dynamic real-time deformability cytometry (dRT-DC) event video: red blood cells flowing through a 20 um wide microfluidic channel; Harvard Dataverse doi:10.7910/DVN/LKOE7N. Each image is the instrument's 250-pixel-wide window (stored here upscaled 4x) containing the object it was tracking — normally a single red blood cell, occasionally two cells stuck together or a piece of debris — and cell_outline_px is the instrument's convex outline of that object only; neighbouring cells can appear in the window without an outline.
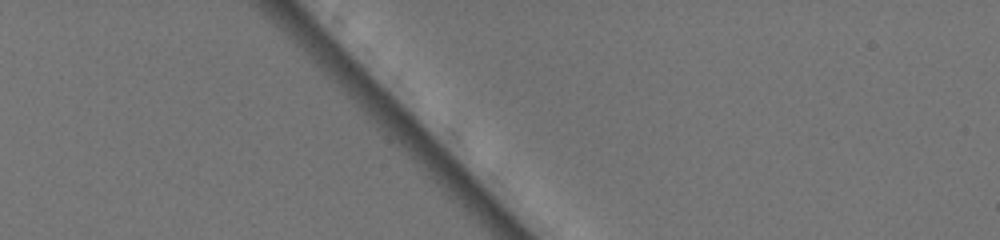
{"species": "common noctule bat (a hibernating species)", "species_latin": "Nyctalus noctula", "temperature_condition": "warm", "stored_images_in_passage": 1, "camera_frame_rate_fps": 3000, "um_per_image_px": 0.085, "animal": {"sex": "female", "body_mass_g": 19.5, "forearm_length_mm": 54.1}, "frame": {"image": 1, "passage_image": 1, "time_ms": 0.0, "image_size_px": [1000, 240], "cell_outline_px": [[512, 92], [504, 112], [500, 116], [488, 124], [480, 120], [472, 112], [468, 104], [468, 96], [472, 76], [476, 76], [496, 84]], "centroid_in_image_um": [41.43, 8.45], "position_along_channel_um": 43.6, "area_um2": 10.06}}